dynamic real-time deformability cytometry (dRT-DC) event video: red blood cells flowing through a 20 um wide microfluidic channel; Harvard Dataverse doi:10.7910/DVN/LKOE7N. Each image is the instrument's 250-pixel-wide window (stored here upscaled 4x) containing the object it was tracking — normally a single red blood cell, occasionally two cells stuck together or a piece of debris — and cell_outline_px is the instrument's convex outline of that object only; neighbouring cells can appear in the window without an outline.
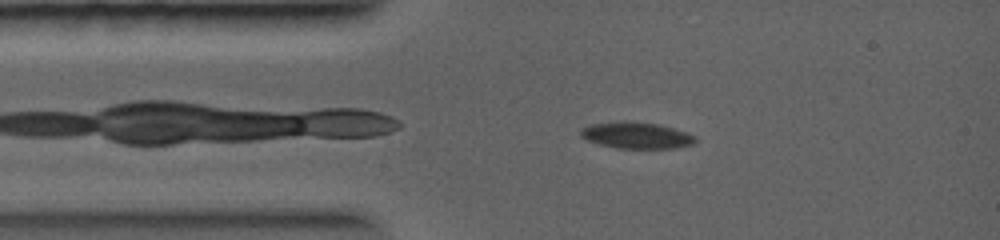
{"species": "common noctule bat (a hibernating species)", "species_latin": "Nyctalus noctula", "temperature_condition": "warm", "stored_images_in_passage": 33, "camera_frame_rate_fps": 5000, "um_per_image_px": 0.085, "animal": {"sex": "female", "body_mass_g": 19.0, "forearm_length_mm": 56.7}, "frame": {"image": 1, "passage_image": 3, "time_ms": 0.8, "image_size_px": [1000, 240], "cell_outline_px": [[696, 144], [676, 148], [616, 148], [600, 144], [588, 140], [580, 136], [580, 128], [588, 124], [620, 120], [624, 120], [660, 124], [696, 136]], "centroid_in_image_um": [54.07, 11.49], "position_along_channel_um": 30.9, "area_um2": 17.92}}
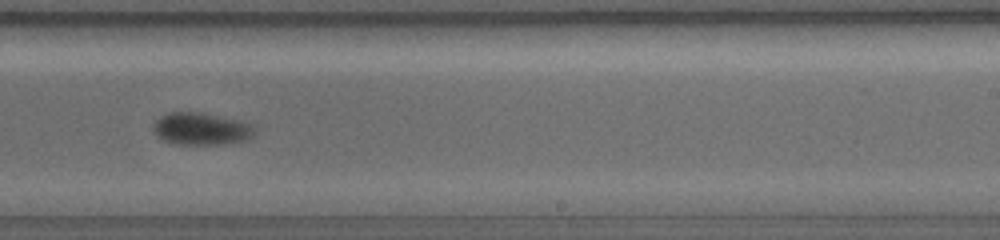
{"frame": {"image": 2, "passage_image": 15, "time_ms": 5.8, "image_size_px": [1000, 240], "cell_outline_px": [[256, 132], [252, 136], [244, 140], [228, 144], [176, 144], [164, 140], [156, 136], [152, 128], [152, 124], [160, 116], [168, 112], [200, 112], [244, 120], [252, 124], [256, 128]], "centroid_in_image_um": [17.12, 10.93], "position_along_channel_um": 271.9, "area_um2": 19.48}}
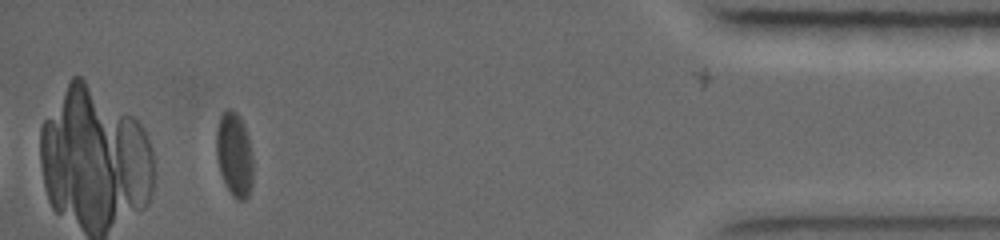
{"frame": {"image": 3, "passage_image": 25, "time_ms": 9.8, "image_size_px": [1000, 240], "cell_outline_px": [[252, 184], [248, 196], [244, 200], [236, 200], [232, 196], [220, 172], [216, 156], [216, 128], [220, 116], [228, 108], [232, 108], [236, 112], [244, 124], [248, 136], [252, 152]], "centroid_in_image_um": [19.91, 13.12], "position_along_channel_um": 415.3, "area_um2": 18.15}}